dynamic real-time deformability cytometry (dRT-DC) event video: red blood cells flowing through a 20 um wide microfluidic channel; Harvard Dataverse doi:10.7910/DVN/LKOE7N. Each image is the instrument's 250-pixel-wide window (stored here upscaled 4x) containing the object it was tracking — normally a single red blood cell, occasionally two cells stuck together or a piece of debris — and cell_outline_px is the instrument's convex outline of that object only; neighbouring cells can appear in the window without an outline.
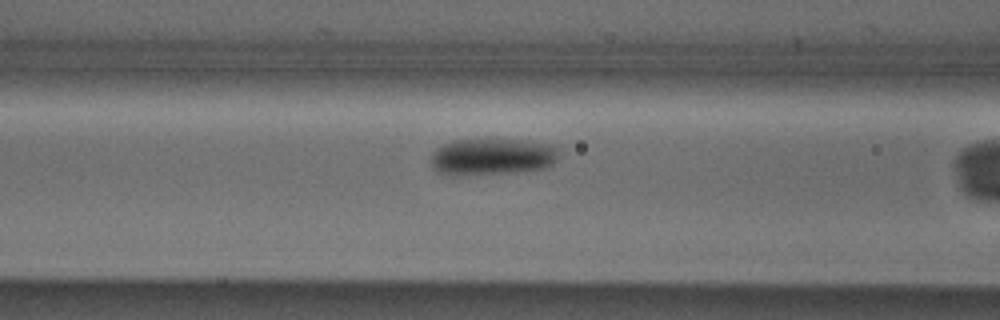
{"species": "Egyptian fruit bat (a non-hibernating species)", "species_latin": "Rousettus aegyptiacus", "temperature_condition": "cold", "stored_images_in_passage": 18, "camera_frame_rate_fps": 3000, "um_per_image_px": 0.085, "animal": {"sex": "male"}, "frame": {"image": 1, "passage_image": 16, "time_ms": 5.0, "image_size_px": [1000, 320], "cell_outline_px": [[560, 152], [556, 160], [548, 168], [516, 172], [456, 176], [452, 176], [436, 172], [432, 168], [428, 160], [432, 152], [436, 148], [452, 140], [528, 140], [552, 144], [560, 148]], "centroid_in_image_um": [41.82, 13.33], "position_along_channel_um": 124.8, "area_um2": 28.15}}